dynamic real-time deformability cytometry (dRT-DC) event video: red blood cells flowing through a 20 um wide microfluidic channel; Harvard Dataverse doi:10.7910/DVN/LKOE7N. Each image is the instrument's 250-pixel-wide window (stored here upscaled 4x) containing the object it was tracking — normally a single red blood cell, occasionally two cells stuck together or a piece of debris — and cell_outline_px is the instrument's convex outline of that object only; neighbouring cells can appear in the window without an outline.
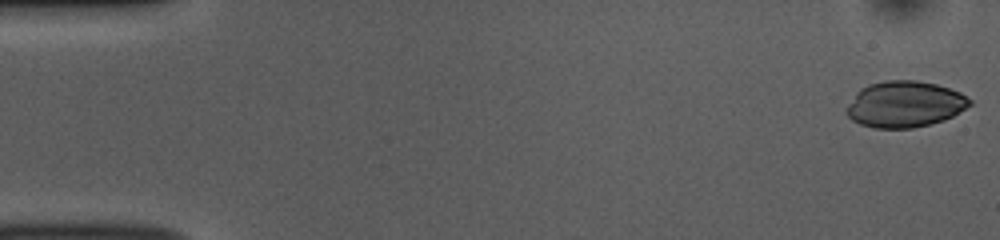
{"species": "common noctule bat (a hibernating species)", "species_latin": "Nyctalus noctula", "temperature_condition": "room temperature", "stored_images_in_passage": 52, "camera_frame_rate_fps": 3000, "um_per_image_px": 0.085, "animal": {"sex": "female", "body_mass_g": 10.0, "forearm_length_mm": 53.1}, "frame": {"image": 1, "passage_image": 1, "time_ms": 0.0, "image_size_px": [1000, 240], "cell_outline_px": [[972, 104], [952, 116], [944, 120], [912, 128], [876, 128], [860, 124], [852, 120], [848, 116], [848, 104], [856, 92], [860, 88], [868, 84], [884, 80], [916, 80], [936, 84], [960, 92], [972, 100]], "centroid_in_image_um": [76.9, 8.85], "position_along_channel_um": 8.1, "area_um2": 33.06}}
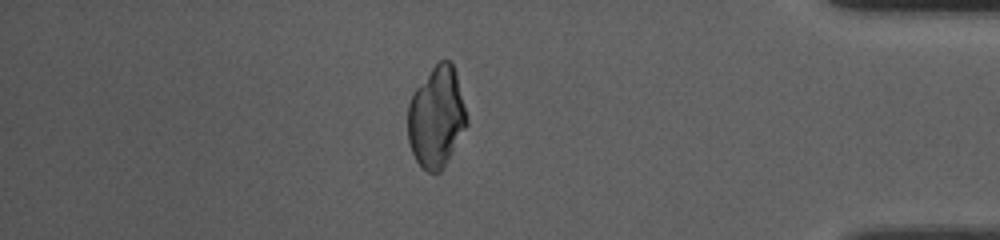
{"frame": {"image": 2, "passage_image": 45, "time_ms": 14.667, "image_size_px": [1000, 240], "cell_outline_px": [[468, 124], [444, 168], [436, 176], [428, 172], [416, 160], [412, 152], [408, 140], [408, 104], [412, 92], [432, 68], [440, 60], [448, 60], [452, 64], [456, 72], [468, 120]], "centroid_in_image_um": [37.09, 9.99], "position_along_channel_um": 398.1, "area_um2": 34.8}}